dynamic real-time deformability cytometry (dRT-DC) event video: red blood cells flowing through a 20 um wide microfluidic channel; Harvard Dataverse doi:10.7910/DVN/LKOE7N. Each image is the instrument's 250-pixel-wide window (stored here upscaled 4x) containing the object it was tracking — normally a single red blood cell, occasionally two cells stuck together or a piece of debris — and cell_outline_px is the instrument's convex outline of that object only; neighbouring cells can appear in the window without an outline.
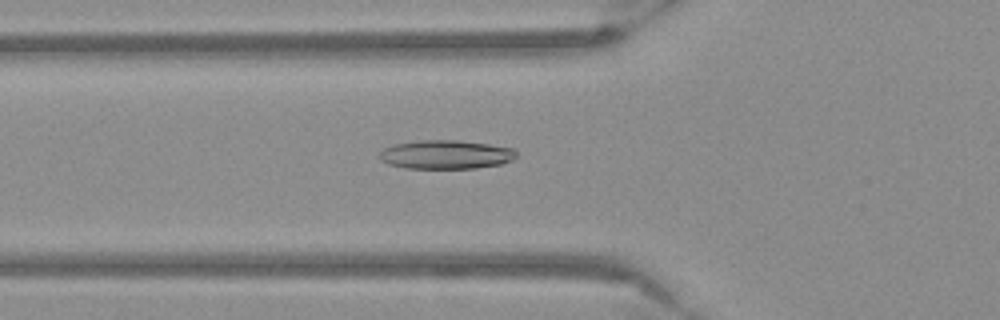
{"species": "Egyptian fruit bat (a non-hibernating species)", "species_latin": "Rousettus aegyptiacus", "temperature_condition": "warm", "stored_images_in_passage": 54, "camera_frame_rate_fps": 3000, "um_per_image_px": 0.085, "frame": {"image": 1, "passage_image": 20, "time_ms": 6.333, "image_size_px": [1000, 320], "cell_outline_px": [[516, 156], [512, 160], [500, 164], [476, 168], [408, 168], [388, 164], [380, 160], [380, 152], [384, 148], [392, 144], [416, 140], [460, 140], [516, 148]], "centroid_in_image_um": [37.9, 13.12], "position_along_channel_um": 87.9, "area_um2": 23.12}}
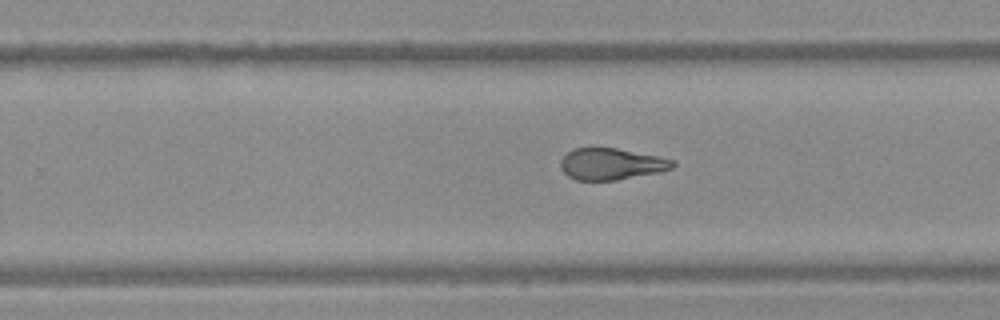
{"frame": {"image": 2, "passage_image": 35, "time_ms": 11.333, "image_size_px": [1000, 320], "cell_outline_px": [[676, 164], [672, 168], [660, 172], [616, 180], [576, 180], [568, 176], [564, 172], [560, 164], [560, 160], [572, 148], [616, 148], [660, 156], [676, 160]], "centroid_in_image_um": [51.99, 13.93], "position_along_channel_um": 277.8, "area_um2": 20.69}}
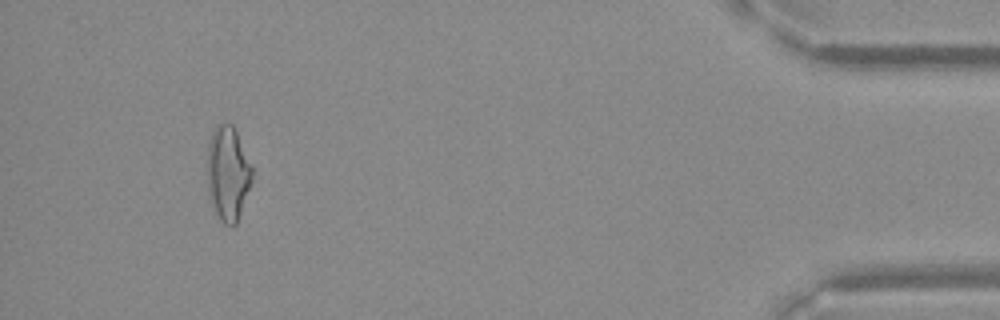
{"frame": {"image": 3, "passage_image": 51, "time_ms": 16.667, "image_size_px": [1000, 320], "cell_outline_px": [[252, 180], [236, 224], [224, 224], [220, 220], [212, 208], [208, 196], [208, 144], [212, 132], [216, 124], [232, 124], [252, 164]], "centroid_in_image_um": [19.36, 14.74], "position_along_channel_um": 415.8, "area_um2": 24.57}}